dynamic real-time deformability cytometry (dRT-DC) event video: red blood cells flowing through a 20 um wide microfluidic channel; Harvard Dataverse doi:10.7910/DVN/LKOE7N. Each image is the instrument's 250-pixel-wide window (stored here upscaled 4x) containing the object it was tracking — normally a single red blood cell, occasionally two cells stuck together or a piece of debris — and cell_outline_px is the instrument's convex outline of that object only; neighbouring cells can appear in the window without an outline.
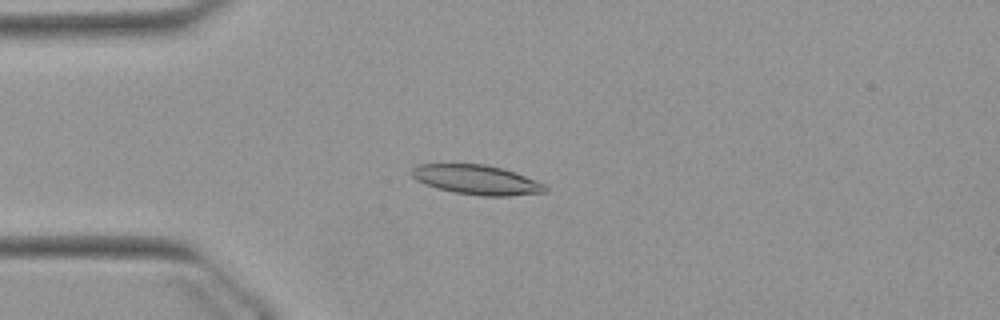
{"species": "Egyptian fruit bat (a non-hibernating species)", "species_latin": "Rousettus aegyptiacus", "temperature_condition": "warm", "stored_images_in_passage": 51, "camera_frame_rate_fps": 3000, "um_per_image_px": 0.085, "animal": {"sex": "female"}, "frame": {"image": 1, "passage_image": 12, "time_ms": 3.667, "image_size_px": [1000, 320], "cell_outline_px": [[548, 192], [508, 196], [480, 196], [452, 192], [436, 188], [424, 184], [416, 180], [412, 176], [412, 168], [416, 164], [484, 164], [500, 168], [524, 176], [544, 184], [548, 188]], "centroid_in_image_um": [40.48, 15.29], "position_along_channel_um": 44.5, "area_um2": 22.95}}
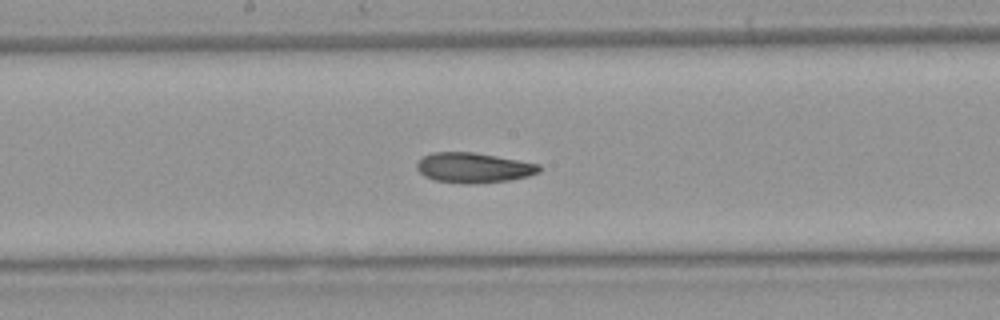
{"frame": {"image": 2, "passage_image": 26, "time_ms": 8.333, "image_size_px": [1000, 320], "cell_outline_px": [[540, 172], [528, 176], [508, 180], [472, 184], [468, 184], [436, 180], [424, 176], [416, 168], [416, 164], [424, 156], [432, 152], [472, 152], [496, 156], [540, 164]], "centroid_in_image_um": [40.25, 14.25], "position_along_channel_um": 207.9, "area_um2": 21.27}}
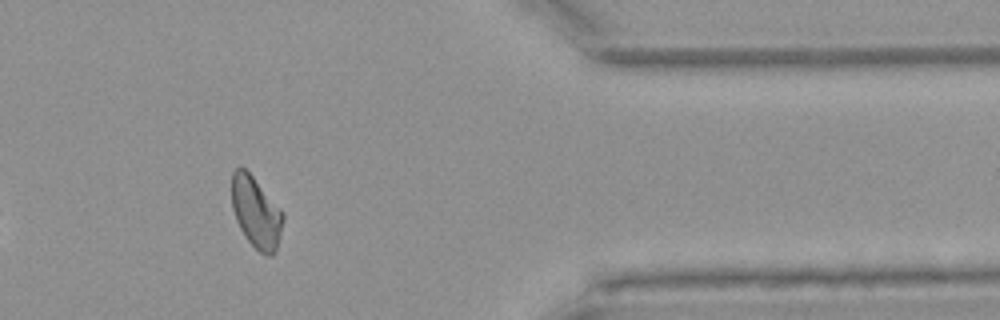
{"frame": {"image": 3, "passage_image": 42, "time_ms": 13.667, "image_size_px": [1000, 320], "cell_outline_px": [[284, 216], [276, 252], [272, 256], [268, 256], [260, 252], [248, 240], [240, 228], [236, 220], [232, 208], [232, 172], [240, 164], [252, 176], [284, 212]], "centroid_in_image_um": [21.76, 18.04], "position_along_channel_um": 389.6, "area_um2": 21.15}, "authors_computed_cell_mechanics": {"area_um2": 21.8484, "velocity_mm_per_s": 3.8778, "shape_relaxation_time_tau1_ms": null, "shape_relaxation_time_tau2_ms": 2.5199, "deformation_change_tau1": null, "deformation_change_tau2": 0.0852}}